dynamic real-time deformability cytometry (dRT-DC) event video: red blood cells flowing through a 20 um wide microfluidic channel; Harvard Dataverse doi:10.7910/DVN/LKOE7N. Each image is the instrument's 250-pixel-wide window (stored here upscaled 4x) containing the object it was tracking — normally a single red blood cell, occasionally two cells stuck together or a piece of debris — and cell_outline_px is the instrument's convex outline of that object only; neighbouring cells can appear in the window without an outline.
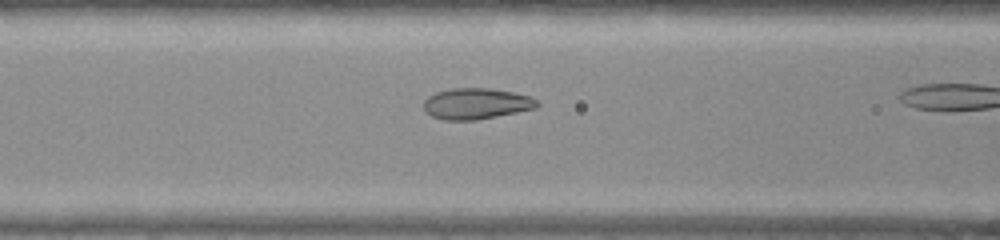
{"species": "common noctule bat (a hibernating species)", "species_latin": "Nyctalus noctula", "temperature_condition": "warm", "stored_images_in_passage": 31, "camera_frame_rate_fps": 3000, "um_per_image_px": 0.085, "animal": {"sex": "female", "body_mass_g": 22.0, "forearm_length_mm": 56.7}, "frame": {"image": 1, "passage_image": 10, "time_ms": 3.0, "image_size_px": [1000, 240], "cell_outline_px": [[540, 104], [536, 108], [476, 120], [444, 120], [432, 116], [424, 112], [424, 100], [428, 96], [436, 92], [452, 88], [488, 88], [512, 92], [532, 96]], "centroid_in_image_um": [40.46, 8.81], "position_along_channel_um": 126.1, "area_um2": 20.52}}
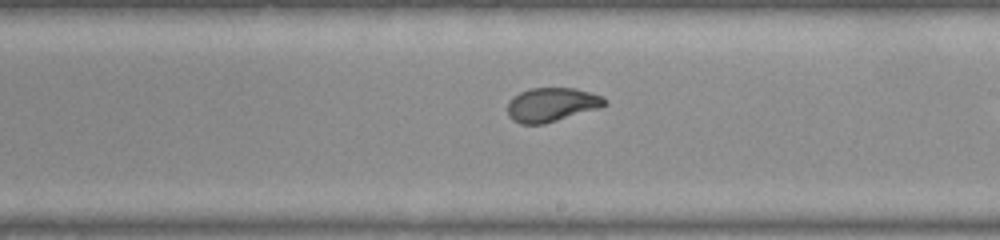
{"frame": {"image": 2, "passage_image": 19, "time_ms": 6.0, "image_size_px": [1000, 240], "cell_outline_px": [[608, 104], [600, 108], [544, 124], [520, 124], [512, 120], [508, 116], [508, 100], [512, 96], [520, 92], [532, 88], [576, 88], [604, 96], [608, 100]], "centroid_in_image_um": [46.91, 8.89], "position_along_channel_um": 242.1, "area_um2": 19.54}}
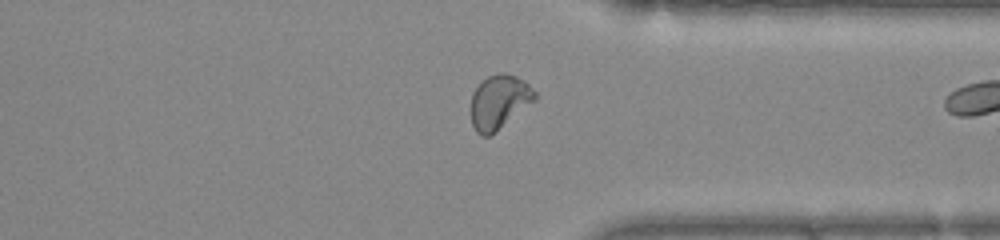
{"frame": {"image": 3, "passage_image": 29, "time_ms": 9.333, "image_size_px": [1000, 240], "cell_outline_px": [[536, 100], [496, 132], [488, 136], [480, 136], [476, 132], [472, 124], [472, 92], [488, 76], [500, 72], [504, 72], [516, 76], [524, 80], [536, 92]], "centroid_in_image_um": [42.45, 8.67], "position_along_channel_um": 368.9, "area_um2": 20.11}}